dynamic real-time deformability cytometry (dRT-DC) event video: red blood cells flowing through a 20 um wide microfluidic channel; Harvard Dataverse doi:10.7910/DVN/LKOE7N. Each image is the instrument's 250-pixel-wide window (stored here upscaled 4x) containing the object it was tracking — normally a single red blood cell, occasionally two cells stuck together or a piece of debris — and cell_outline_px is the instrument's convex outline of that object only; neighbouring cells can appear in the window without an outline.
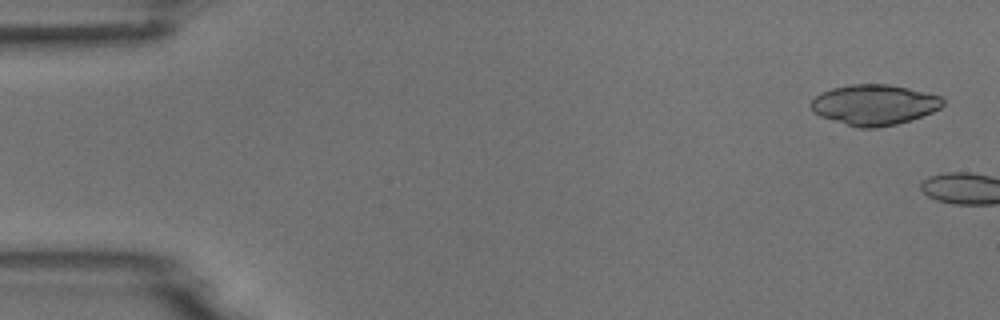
{"species": "common noctule bat (a hibernating species)", "species_latin": "Nyctalus noctula", "temperature_condition": "room temperature", "stored_images_in_passage": 2, "camera_frame_rate_fps": 3000, "um_per_image_px": 0.085, "animal": {"sex": "male", "body_mass_g": 18.8}, "frame": {"image": 1, "passage_image": 1, "time_ms": 0.0, "image_size_px": [1000, 320], "cell_outline_px": [[944, 104], [940, 108], [932, 112], [912, 120], [896, 124], [876, 128], [860, 128], [820, 116], [812, 112], [808, 104], [816, 96], [832, 88], [848, 84], [888, 84], [908, 88], [940, 96], [944, 100]], "centroid_in_image_um": [74.3, 8.9], "position_along_channel_um": 10.7, "area_um2": 31.1}}